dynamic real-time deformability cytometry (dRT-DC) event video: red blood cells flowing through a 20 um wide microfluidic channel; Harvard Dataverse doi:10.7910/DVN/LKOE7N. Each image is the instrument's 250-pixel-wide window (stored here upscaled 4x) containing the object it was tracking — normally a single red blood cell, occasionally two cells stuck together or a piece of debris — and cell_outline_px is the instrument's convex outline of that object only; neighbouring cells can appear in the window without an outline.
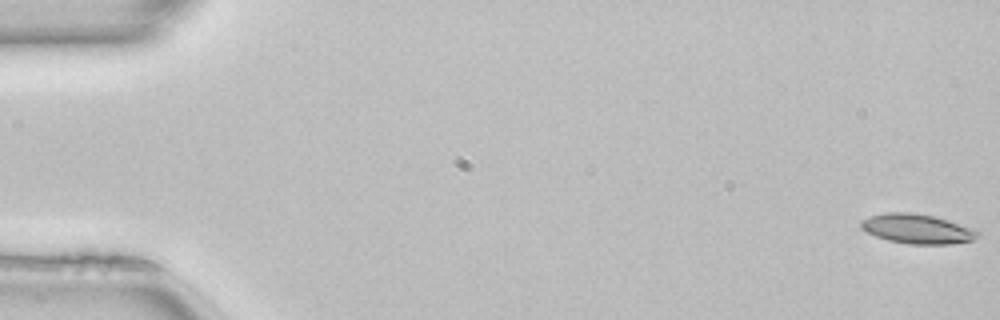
{"species": "common noctule bat (a hibernating species)", "species_latin": "Nyctalus noctula", "temperature_condition": "room temperature", "stored_images_in_passage": 51, "camera_frame_rate_fps": 3000, "um_per_image_px": 0.085, "animal": {"sex": "female", "body_mass_g": 22.7, "forearm_length_mm": 54.2}, "frame": {"image": 1, "passage_image": 1, "time_ms": 0.0, "image_size_px": [1000, 320], "cell_outline_px": [[980, 236], [972, 240], [952, 244], [908, 244], [888, 240], [876, 236], [860, 228], [860, 220], [868, 216], [884, 212], [912, 212], [932, 216], [948, 220], [972, 228], [980, 232]], "centroid_in_image_um": [77.94, 19.44], "position_along_channel_um": 7.1, "area_um2": 20.23}}
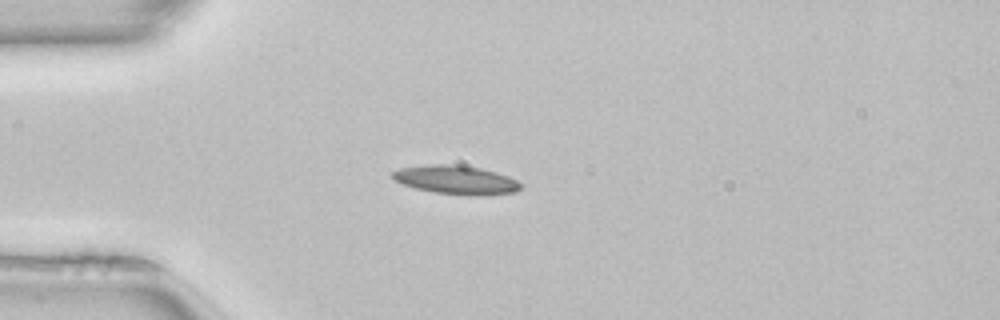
{"frame": {"image": 2, "passage_image": 14, "time_ms": 4.333, "image_size_px": [1000, 320], "cell_outline_px": [[524, 188], [516, 192], [480, 196], [468, 196], [432, 192], [416, 188], [392, 180], [392, 172], [400, 168], [432, 164], [460, 164], [480, 168], [496, 172], [508, 176], [524, 184]], "centroid_in_image_um": [38.82, 15.3], "position_along_channel_um": 46.2, "area_um2": 21.85}}
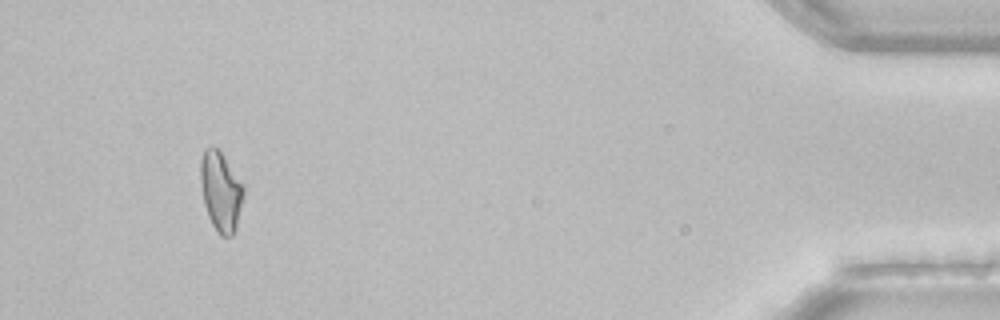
{"frame": {"image": 3, "passage_image": 48, "time_ms": 15.667, "image_size_px": [1000, 320], "cell_outline_px": [[244, 196], [236, 228], [232, 236], [220, 236], [212, 224], [208, 216], [204, 204], [200, 184], [200, 160], [204, 148], [212, 144], [220, 148], [244, 184]], "centroid_in_image_um": [18.77, 16.19], "position_along_channel_um": 416.4, "area_um2": 20.63}, "authors_computed_cell_mechanics": {"area_um2": 19.8832, "velocity_mm_per_s": 4.0496, "shape_relaxation_time_tau1_ms": 6.5571, "shape_relaxation_time_tau2_ms": null, "deformation_change_tau1": 0.1795, "deformation_change_tau2": null}}